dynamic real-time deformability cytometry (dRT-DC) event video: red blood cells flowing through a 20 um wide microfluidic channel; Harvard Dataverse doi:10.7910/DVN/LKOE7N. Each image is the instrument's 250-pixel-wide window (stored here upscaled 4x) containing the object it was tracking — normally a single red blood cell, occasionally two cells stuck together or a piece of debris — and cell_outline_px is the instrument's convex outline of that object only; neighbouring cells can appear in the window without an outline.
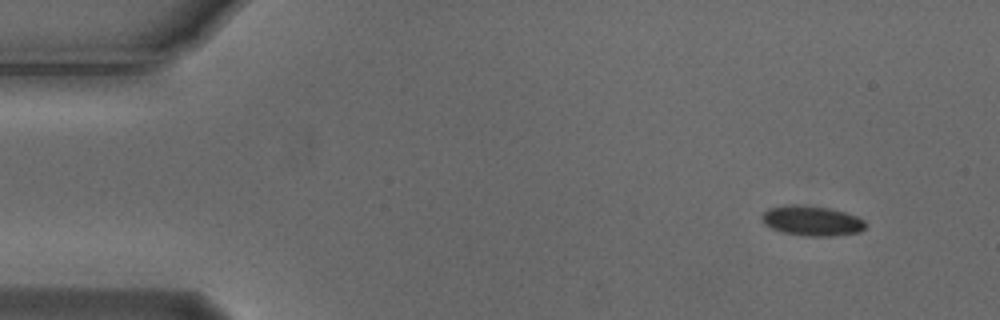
{"species": "Egyptian fruit bat (a non-hibernating species)", "species_latin": "Rousettus aegyptiacus", "temperature_condition": "cold", "stored_images_in_passage": 3, "segment_of_instrument_passage": [2, 2], "camera_frame_rate_fps": 3000, "um_per_image_px": 0.085, "animal": {"sex": "male"}, "frame": {"image": 1, "passage_image": 3, "time_ms": 0.667, "image_size_px": [1000, 320], "cell_outline_px": [[868, 224], [860, 232], [832, 236], [808, 236], [784, 232], [772, 228], [764, 224], [760, 216], [768, 208], [788, 204], [804, 204], [832, 208], [856, 216], [864, 220]], "centroid_in_image_um": [69.01, 18.74], "position_along_channel_um": 16.0, "area_um2": 18.32}}